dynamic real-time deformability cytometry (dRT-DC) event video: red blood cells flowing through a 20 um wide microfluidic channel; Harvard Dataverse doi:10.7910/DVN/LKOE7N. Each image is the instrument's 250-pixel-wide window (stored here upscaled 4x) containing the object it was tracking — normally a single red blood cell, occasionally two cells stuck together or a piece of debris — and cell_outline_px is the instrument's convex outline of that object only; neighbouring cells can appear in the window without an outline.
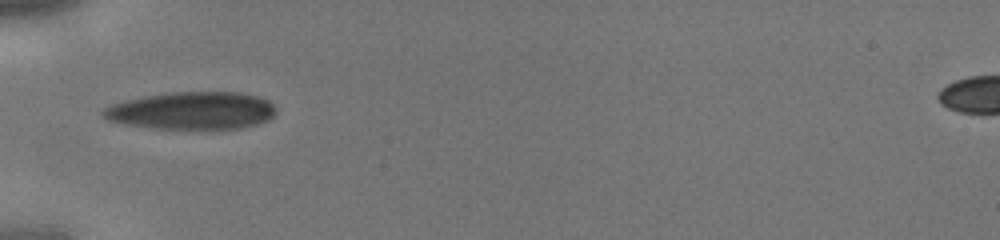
{"species": "human", "species_latin": "Homo sapiens", "temperature_condition": "cold", "stored_images_in_passage": 29, "camera_frame_rate_fps": 3000, "um_per_image_px": 0.085, "donor": {"sex": "male"}, "frame": {"image": 1, "passage_image": 1, "time_ms": 0.0, "image_size_px": [1000, 240], "cell_outline_px": [[276, 112], [268, 120], [256, 124], [240, 128], [216, 132], [152, 128], [124, 124], [108, 120], [100, 116], [100, 112], [104, 108], [112, 104], [124, 100], [144, 96], [172, 92], [236, 92], [260, 96], [268, 100], [276, 108]], "centroid_in_image_um": [16.31, 9.45], "position_along_channel_um": 68.7, "area_um2": 39.07}}
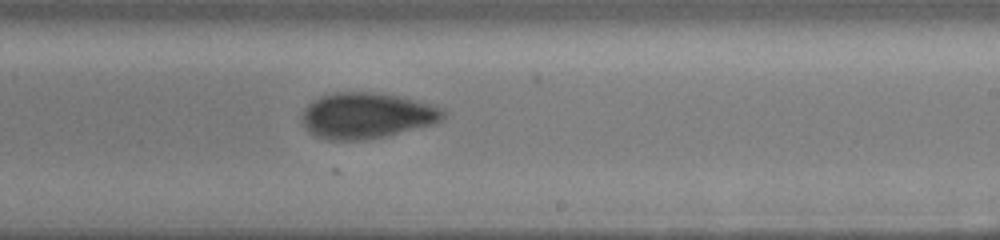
{"frame": {"image": 2, "passage_image": 13, "time_ms": 4.0, "image_size_px": [1000, 240], "cell_outline_px": [[448, 112], [444, 120], [436, 124], [384, 136], [360, 140], [332, 140], [316, 136], [308, 132], [304, 124], [304, 108], [312, 100], [320, 96], [336, 92], [372, 92], [400, 96], [432, 104], [444, 108]], "centroid_in_image_um": [31.24, 9.81], "position_along_channel_um": 257.8, "area_um2": 37.92}}
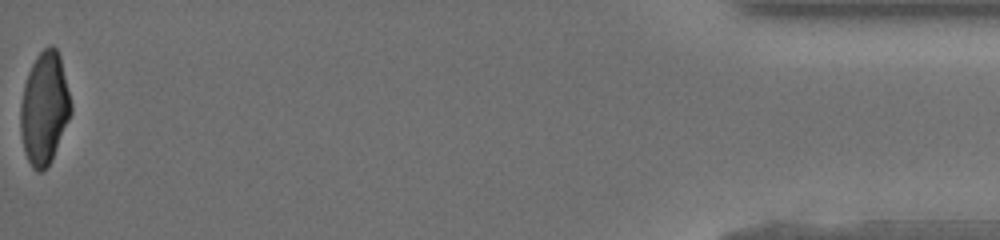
{"frame": {"image": 3, "passage_image": 29, "time_ms": 9.333, "image_size_px": [1000, 240], "cell_outline_px": [[72, 112], [52, 160], [40, 172], [36, 172], [32, 168], [24, 152], [20, 132], [20, 104], [24, 84], [28, 72], [36, 56], [48, 44], [52, 44], [56, 48], [60, 56], [72, 104]], "centroid_in_image_um": [3.77, 9.19], "position_along_channel_um": 431.4, "area_um2": 33.23}}